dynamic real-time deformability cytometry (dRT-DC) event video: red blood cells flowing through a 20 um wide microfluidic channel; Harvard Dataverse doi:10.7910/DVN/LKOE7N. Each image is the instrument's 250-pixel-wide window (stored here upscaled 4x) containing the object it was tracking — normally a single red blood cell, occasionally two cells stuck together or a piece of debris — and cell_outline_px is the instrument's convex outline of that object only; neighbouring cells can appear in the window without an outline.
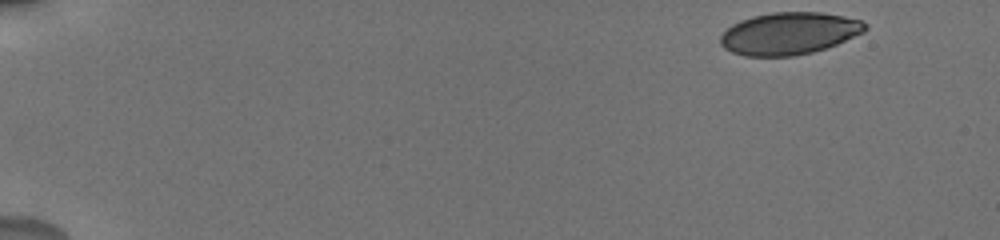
{"species": "human", "species_latin": "Homo sapiens", "temperature_condition": "cold", "stored_images_in_passage": 20, "camera_frame_rate_fps": 3000, "um_per_image_px": 0.085, "donor": {"sex": "male"}, "frame": {"image": 1, "passage_image": 1, "time_ms": 0.0, "image_size_px": [1000, 240], "cell_outline_px": [[868, 28], [864, 32], [836, 44], [812, 52], [792, 56], [744, 56], [732, 52], [724, 48], [720, 44], [720, 36], [732, 24], [740, 20], [752, 16], [772, 12], [820, 12], [844, 16], [860, 20], [868, 24]], "centroid_in_image_um": [67.07, 2.84], "position_along_channel_um": 17.9, "area_um2": 35.6}}
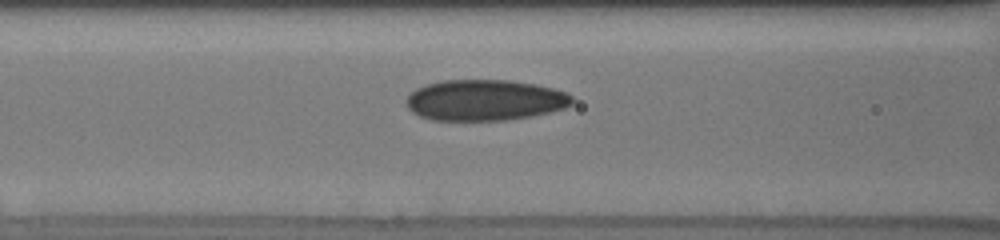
{"frame": {"image": 2, "passage_image": 11, "time_ms": 6.667, "image_size_px": [1000, 240], "cell_outline_px": [[576, 100], [572, 104], [564, 108], [548, 112], [508, 120], [432, 120], [420, 116], [412, 112], [408, 108], [404, 100], [416, 88], [428, 84], [444, 80], [508, 80], [536, 84], [568, 92]], "centroid_in_image_um": [41.22, 8.51], "position_along_channel_um": 125.4, "area_um2": 39.65}}
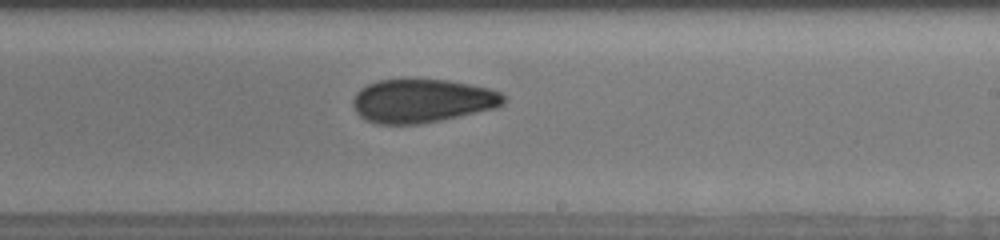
{"frame": {"image": 3, "passage_image": 20, "time_ms": 10.0, "image_size_px": [1000, 240], "cell_outline_px": [[508, 100], [504, 104], [496, 108], [460, 116], [420, 124], [376, 124], [360, 116], [356, 112], [352, 104], [352, 100], [356, 92], [360, 88], [368, 84], [380, 80], [448, 80], [488, 88], [500, 92], [508, 96]], "centroid_in_image_um": [35.91, 8.58], "position_along_channel_um": 253.1, "area_um2": 38.32}}